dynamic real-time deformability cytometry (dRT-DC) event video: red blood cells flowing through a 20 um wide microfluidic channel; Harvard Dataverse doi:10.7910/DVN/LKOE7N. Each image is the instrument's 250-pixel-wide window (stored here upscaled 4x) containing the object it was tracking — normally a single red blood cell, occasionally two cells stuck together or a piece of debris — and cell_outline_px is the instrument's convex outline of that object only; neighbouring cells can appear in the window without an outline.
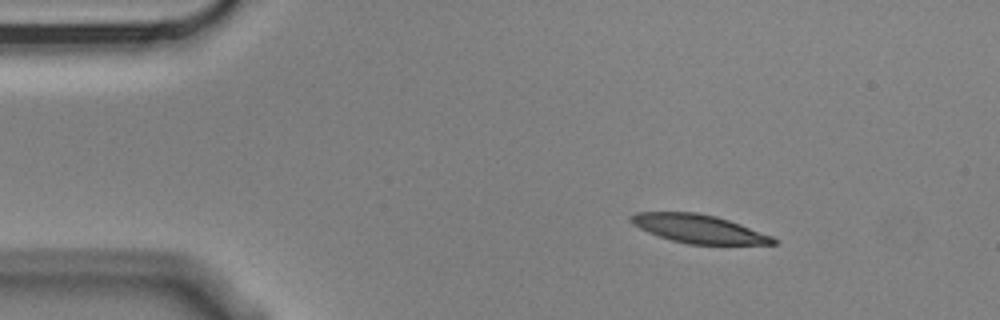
{"species": "Egyptian fruit bat (a non-hibernating species)", "species_latin": "Rousettus aegyptiacus", "temperature_condition": "cold", "stored_images_in_passage": 3, "camera_frame_rate_fps": 3000, "um_per_image_px": 0.085, "animal": {"sex": "male"}, "frame": {"image": 1, "passage_image": 1, "time_ms": 0.0, "image_size_px": [1000, 320], "cell_outline_px": [[780, 240], [776, 244], [688, 244], [672, 240], [648, 232], [632, 224], [628, 220], [628, 216], [636, 212], [696, 212], [716, 216], [740, 224], [772, 236]], "centroid_in_image_um": [59.37, 19.44], "position_along_channel_um": 25.6, "area_um2": 23.52}}